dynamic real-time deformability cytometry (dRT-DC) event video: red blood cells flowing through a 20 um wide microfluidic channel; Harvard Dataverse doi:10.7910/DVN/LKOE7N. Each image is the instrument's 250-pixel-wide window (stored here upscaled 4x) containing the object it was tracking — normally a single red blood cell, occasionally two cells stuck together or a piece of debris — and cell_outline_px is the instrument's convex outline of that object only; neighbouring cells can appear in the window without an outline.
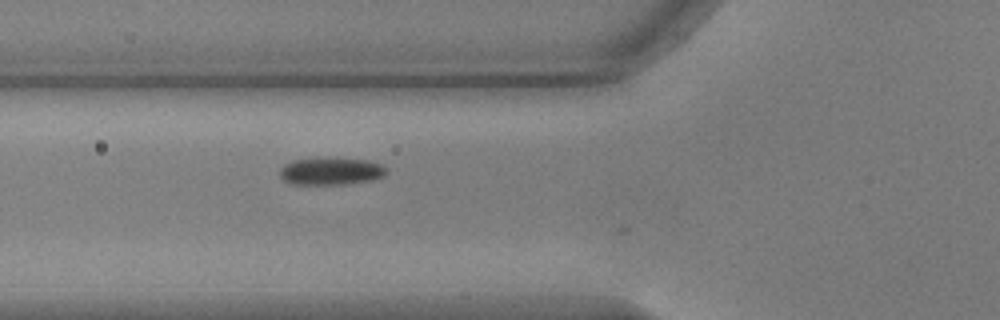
{"species": "common noctule bat (a hibernating species)", "species_latin": "Nyctalus noctula", "temperature_condition": "warm", "stored_images_in_passage": 4, "camera_frame_rate_fps": 3000, "um_per_image_px": 0.085, "animal": {"sex": "male", "body_mass_g": 17.9, "forearm_length_mm": 54.2}, "frame": {"image": 1, "passage_image": 3, "time_ms": 0.667, "image_size_px": [1000, 320], "cell_outline_px": [[388, 172], [384, 176], [372, 180], [344, 184], [288, 184], [280, 176], [280, 168], [284, 164], [292, 160], [368, 160], [380, 164], [388, 168]], "centroid_in_image_um": [28.14, 14.59], "position_along_channel_um": 97.7, "area_um2": 16.47}}